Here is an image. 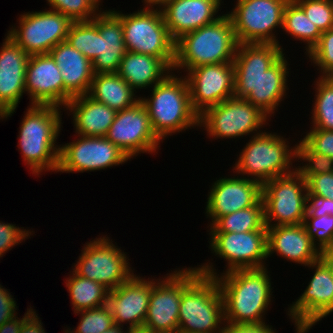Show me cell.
Returning a JSON list of instances; mask_svg holds the SVG:
<instances>
[{
  "mask_svg": "<svg viewBox=\"0 0 333 333\" xmlns=\"http://www.w3.org/2000/svg\"><path fill=\"white\" fill-rule=\"evenodd\" d=\"M153 333H179L178 331H156Z\"/></svg>",
  "mask_w": 333,
  "mask_h": 333,
  "instance_id": "obj_53",
  "label": "cell"
},
{
  "mask_svg": "<svg viewBox=\"0 0 333 333\" xmlns=\"http://www.w3.org/2000/svg\"><path fill=\"white\" fill-rule=\"evenodd\" d=\"M64 82V107L73 98L88 94L94 77L92 62L66 41L49 51Z\"/></svg>",
  "mask_w": 333,
  "mask_h": 333,
  "instance_id": "obj_26",
  "label": "cell"
},
{
  "mask_svg": "<svg viewBox=\"0 0 333 333\" xmlns=\"http://www.w3.org/2000/svg\"><path fill=\"white\" fill-rule=\"evenodd\" d=\"M210 248L217 257L227 261L225 273L263 268L267 259V230L249 232H210ZM264 260V261H263Z\"/></svg>",
  "mask_w": 333,
  "mask_h": 333,
  "instance_id": "obj_18",
  "label": "cell"
},
{
  "mask_svg": "<svg viewBox=\"0 0 333 333\" xmlns=\"http://www.w3.org/2000/svg\"><path fill=\"white\" fill-rule=\"evenodd\" d=\"M34 310L23 322L22 328L19 333H46L43 328V323Z\"/></svg>",
  "mask_w": 333,
  "mask_h": 333,
  "instance_id": "obj_48",
  "label": "cell"
},
{
  "mask_svg": "<svg viewBox=\"0 0 333 333\" xmlns=\"http://www.w3.org/2000/svg\"><path fill=\"white\" fill-rule=\"evenodd\" d=\"M273 253L305 267L323 256L303 224L267 226V258Z\"/></svg>",
  "mask_w": 333,
  "mask_h": 333,
  "instance_id": "obj_25",
  "label": "cell"
},
{
  "mask_svg": "<svg viewBox=\"0 0 333 333\" xmlns=\"http://www.w3.org/2000/svg\"><path fill=\"white\" fill-rule=\"evenodd\" d=\"M226 324V325H225ZM260 323H224L221 333H275L272 326Z\"/></svg>",
  "mask_w": 333,
  "mask_h": 333,
  "instance_id": "obj_46",
  "label": "cell"
},
{
  "mask_svg": "<svg viewBox=\"0 0 333 333\" xmlns=\"http://www.w3.org/2000/svg\"><path fill=\"white\" fill-rule=\"evenodd\" d=\"M315 83L311 128L333 131V76H320Z\"/></svg>",
  "mask_w": 333,
  "mask_h": 333,
  "instance_id": "obj_35",
  "label": "cell"
},
{
  "mask_svg": "<svg viewBox=\"0 0 333 333\" xmlns=\"http://www.w3.org/2000/svg\"><path fill=\"white\" fill-rule=\"evenodd\" d=\"M73 115L75 133L80 136L105 137L116 111L88 94L73 97L64 107Z\"/></svg>",
  "mask_w": 333,
  "mask_h": 333,
  "instance_id": "obj_28",
  "label": "cell"
},
{
  "mask_svg": "<svg viewBox=\"0 0 333 333\" xmlns=\"http://www.w3.org/2000/svg\"><path fill=\"white\" fill-rule=\"evenodd\" d=\"M296 161L305 163L303 166L295 167V171L305 180L309 176L330 173L333 171V159L313 151L302 139L295 145ZM298 159V160H297Z\"/></svg>",
  "mask_w": 333,
  "mask_h": 333,
  "instance_id": "obj_36",
  "label": "cell"
},
{
  "mask_svg": "<svg viewBox=\"0 0 333 333\" xmlns=\"http://www.w3.org/2000/svg\"><path fill=\"white\" fill-rule=\"evenodd\" d=\"M288 142L275 132L264 131L252 135L240 152L233 171L243 177L247 174V178L250 176V179L262 185L273 178L293 173L292 161L296 159V148L295 145L289 147Z\"/></svg>",
  "mask_w": 333,
  "mask_h": 333,
  "instance_id": "obj_6",
  "label": "cell"
},
{
  "mask_svg": "<svg viewBox=\"0 0 333 333\" xmlns=\"http://www.w3.org/2000/svg\"><path fill=\"white\" fill-rule=\"evenodd\" d=\"M72 275V276H71ZM66 279L74 313L107 305L109 290L102 284L76 275L73 271Z\"/></svg>",
  "mask_w": 333,
  "mask_h": 333,
  "instance_id": "obj_31",
  "label": "cell"
},
{
  "mask_svg": "<svg viewBox=\"0 0 333 333\" xmlns=\"http://www.w3.org/2000/svg\"><path fill=\"white\" fill-rule=\"evenodd\" d=\"M103 333H127V331L123 330V326L115 324L111 328H109L107 331H104Z\"/></svg>",
  "mask_w": 333,
  "mask_h": 333,
  "instance_id": "obj_51",
  "label": "cell"
},
{
  "mask_svg": "<svg viewBox=\"0 0 333 333\" xmlns=\"http://www.w3.org/2000/svg\"><path fill=\"white\" fill-rule=\"evenodd\" d=\"M107 236L86 243L73 272L102 284L109 291L128 281L133 275L128 257Z\"/></svg>",
  "mask_w": 333,
  "mask_h": 333,
  "instance_id": "obj_11",
  "label": "cell"
},
{
  "mask_svg": "<svg viewBox=\"0 0 333 333\" xmlns=\"http://www.w3.org/2000/svg\"><path fill=\"white\" fill-rule=\"evenodd\" d=\"M168 275V276H167ZM151 286L150 301L143 327L156 331H178L182 292L200 275L198 269L172 271ZM160 281V282H159Z\"/></svg>",
  "mask_w": 333,
  "mask_h": 333,
  "instance_id": "obj_15",
  "label": "cell"
},
{
  "mask_svg": "<svg viewBox=\"0 0 333 333\" xmlns=\"http://www.w3.org/2000/svg\"><path fill=\"white\" fill-rule=\"evenodd\" d=\"M284 55L278 44L238 43L233 61L234 96L248 100L269 118L289 89Z\"/></svg>",
  "mask_w": 333,
  "mask_h": 333,
  "instance_id": "obj_1",
  "label": "cell"
},
{
  "mask_svg": "<svg viewBox=\"0 0 333 333\" xmlns=\"http://www.w3.org/2000/svg\"><path fill=\"white\" fill-rule=\"evenodd\" d=\"M171 72L172 69L161 58L126 51L117 74L136 91L155 86Z\"/></svg>",
  "mask_w": 333,
  "mask_h": 333,
  "instance_id": "obj_29",
  "label": "cell"
},
{
  "mask_svg": "<svg viewBox=\"0 0 333 333\" xmlns=\"http://www.w3.org/2000/svg\"><path fill=\"white\" fill-rule=\"evenodd\" d=\"M303 225L312 243L323 255L333 253V216L314 217L306 213Z\"/></svg>",
  "mask_w": 333,
  "mask_h": 333,
  "instance_id": "obj_37",
  "label": "cell"
},
{
  "mask_svg": "<svg viewBox=\"0 0 333 333\" xmlns=\"http://www.w3.org/2000/svg\"><path fill=\"white\" fill-rule=\"evenodd\" d=\"M321 32L333 28V0H294Z\"/></svg>",
  "mask_w": 333,
  "mask_h": 333,
  "instance_id": "obj_40",
  "label": "cell"
},
{
  "mask_svg": "<svg viewBox=\"0 0 333 333\" xmlns=\"http://www.w3.org/2000/svg\"><path fill=\"white\" fill-rule=\"evenodd\" d=\"M307 192L333 200V171L309 176L306 179Z\"/></svg>",
  "mask_w": 333,
  "mask_h": 333,
  "instance_id": "obj_44",
  "label": "cell"
},
{
  "mask_svg": "<svg viewBox=\"0 0 333 333\" xmlns=\"http://www.w3.org/2000/svg\"><path fill=\"white\" fill-rule=\"evenodd\" d=\"M35 309H33L31 306L30 308L27 309V313L24 314V316L21 318H18L17 316H15L14 318H12L11 320H8L6 322H4L1 326H0V333H19L24 320L34 311Z\"/></svg>",
  "mask_w": 333,
  "mask_h": 333,
  "instance_id": "obj_49",
  "label": "cell"
},
{
  "mask_svg": "<svg viewBox=\"0 0 333 333\" xmlns=\"http://www.w3.org/2000/svg\"><path fill=\"white\" fill-rule=\"evenodd\" d=\"M144 1V5L146 7H161L165 2L169 1V0H143Z\"/></svg>",
  "mask_w": 333,
  "mask_h": 333,
  "instance_id": "obj_50",
  "label": "cell"
},
{
  "mask_svg": "<svg viewBox=\"0 0 333 333\" xmlns=\"http://www.w3.org/2000/svg\"><path fill=\"white\" fill-rule=\"evenodd\" d=\"M306 213H310L314 217L333 216V200L307 192Z\"/></svg>",
  "mask_w": 333,
  "mask_h": 333,
  "instance_id": "obj_45",
  "label": "cell"
},
{
  "mask_svg": "<svg viewBox=\"0 0 333 333\" xmlns=\"http://www.w3.org/2000/svg\"><path fill=\"white\" fill-rule=\"evenodd\" d=\"M17 308L14 297L0 284V326L17 315Z\"/></svg>",
  "mask_w": 333,
  "mask_h": 333,
  "instance_id": "obj_47",
  "label": "cell"
},
{
  "mask_svg": "<svg viewBox=\"0 0 333 333\" xmlns=\"http://www.w3.org/2000/svg\"><path fill=\"white\" fill-rule=\"evenodd\" d=\"M238 42L232 20L223 14L215 22L184 34L175 41L172 71H189L194 67L233 63Z\"/></svg>",
  "mask_w": 333,
  "mask_h": 333,
  "instance_id": "obj_4",
  "label": "cell"
},
{
  "mask_svg": "<svg viewBox=\"0 0 333 333\" xmlns=\"http://www.w3.org/2000/svg\"><path fill=\"white\" fill-rule=\"evenodd\" d=\"M224 304L215 277L200 274L183 292L179 305V333H221Z\"/></svg>",
  "mask_w": 333,
  "mask_h": 333,
  "instance_id": "obj_7",
  "label": "cell"
},
{
  "mask_svg": "<svg viewBox=\"0 0 333 333\" xmlns=\"http://www.w3.org/2000/svg\"><path fill=\"white\" fill-rule=\"evenodd\" d=\"M129 159L141 153H154L162 142L154 133L148 111L141 101L130 108L117 111L105 135Z\"/></svg>",
  "mask_w": 333,
  "mask_h": 333,
  "instance_id": "obj_17",
  "label": "cell"
},
{
  "mask_svg": "<svg viewBox=\"0 0 333 333\" xmlns=\"http://www.w3.org/2000/svg\"><path fill=\"white\" fill-rule=\"evenodd\" d=\"M0 49V120L14 114L25 89L29 55L8 35Z\"/></svg>",
  "mask_w": 333,
  "mask_h": 333,
  "instance_id": "obj_22",
  "label": "cell"
},
{
  "mask_svg": "<svg viewBox=\"0 0 333 333\" xmlns=\"http://www.w3.org/2000/svg\"><path fill=\"white\" fill-rule=\"evenodd\" d=\"M51 10L66 15L72 22L91 21L100 11L98 0H46ZM99 11V12H98Z\"/></svg>",
  "mask_w": 333,
  "mask_h": 333,
  "instance_id": "obj_39",
  "label": "cell"
},
{
  "mask_svg": "<svg viewBox=\"0 0 333 333\" xmlns=\"http://www.w3.org/2000/svg\"><path fill=\"white\" fill-rule=\"evenodd\" d=\"M289 0H237L227 13L238 43L279 44L272 32L283 27L284 8Z\"/></svg>",
  "mask_w": 333,
  "mask_h": 333,
  "instance_id": "obj_10",
  "label": "cell"
},
{
  "mask_svg": "<svg viewBox=\"0 0 333 333\" xmlns=\"http://www.w3.org/2000/svg\"><path fill=\"white\" fill-rule=\"evenodd\" d=\"M210 232H249L267 230L265 225L264 202L219 217L211 226Z\"/></svg>",
  "mask_w": 333,
  "mask_h": 333,
  "instance_id": "obj_32",
  "label": "cell"
},
{
  "mask_svg": "<svg viewBox=\"0 0 333 333\" xmlns=\"http://www.w3.org/2000/svg\"><path fill=\"white\" fill-rule=\"evenodd\" d=\"M99 56L92 62L94 74L117 73L126 53L121 18L113 10L99 13Z\"/></svg>",
  "mask_w": 333,
  "mask_h": 333,
  "instance_id": "obj_27",
  "label": "cell"
},
{
  "mask_svg": "<svg viewBox=\"0 0 333 333\" xmlns=\"http://www.w3.org/2000/svg\"><path fill=\"white\" fill-rule=\"evenodd\" d=\"M307 56L313 65L318 66L321 76H333V28L322 32L318 43Z\"/></svg>",
  "mask_w": 333,
  "mask_h": 333,
  "instance_id": "obj_41",
  "label": "cell"
},
{
  "mask_svg": "<svg viewBox=\"0 0 333 333\" xmlns=\"http://www.w3.org/2000/svg\"><path fill=\"white\" fill-rule=\"evenodd\" d=\"M134 92L137 93L117 73H97L94 74L88 95L117 112L140 101Z\"/></svg>",
  "mask_w": 333,
  "mask_h": 333,
  "instance_id": "obj_30",
  "label": "cell"
},
{
  "mask_svg": "<svg viewBox=\"0 0 333 333\" xmlns=\"http://www.w3.org/2000/svg\"><path fill=\"white\" fill-rule=\"evenodd\" d=\"M307 267L315 269L312 279L298 299L288 307L296 333H307L333 312V253L323 255Z\"/></svg>",
  "mask_w": 333,
  "mask_h": 333,
  "instance_id": "obj_9",
  "label": "cell"
},
{
  "mask_svg": "<svg viewBox=\"0 0 333 333\" xmlns=\"http://www.w3.org/2000/svg\"><path fill=\"white\" fill-rule=\"evenodd\" d=\"M302 139L313 151L333 159V131L310 128Z\"/></svg>",
  "mask_w": 333,
  "mask_h": 333,
  "instance_id": "obj_42",
  "label": "cell"
},
{
  "mask_svg": "<svg viewBox=\"0 0 333 333\" xmlns=\"http://www.w3.org/2000/svg\"><path fill=\"white\" fill-rule=\"evenodd\" d=\"M213 263L198 266L200 274L215 277L224 304V319L228 323H260L271 304L272 288L268 269H240L221 276ZM218 274V275H217Z\"/></svg>",
  "mask_w": 333,
  "mask_h": 333,
  "instance_id": "obj_2",
  "label": "cell"
},
{
  "mask_svg": "<svg viewBox=\"0 0 333 333\" xmlns=\"http://www.w3.org/2000/svg\"><path fill=\"white\" fill-rule=\"evenodd\" d=\"M127 333H153V331L145 327H139V328H128Z\"/></svg>",
  "mask_w": 333,
  "mask_h": 333,
  "instance_id": "obj_52",
  "label": "cell"
},
{
  "mask_svg": "<svg viewBox=\"0 0 333 333\" xmlns=\"http://www.w3.org/2000/svg\"><path fill=\"white\" fill-rule=\"evenodd\" d=\"M21 229L14 224L0 221V258L17 244L32 235V232L26 229Z\"/></svg>",
  "mask_w": 333,
  "mask_h": 333,
  "instance_id": "obj_43",
  "label": "cell"
},
{
  "mask_svg": "<svg viewBox=\"0 0 333 333\" xmlns=\"http://www.w3.org/2000/svg\"><path fill=\"white\" fill-rule=\"evenodd\" d=\"M185 78L190 91L191 106L198 115L234 96L233 63L194 67L187 71Z\"/></svg>",
  "mask_w": 333,
  "mask_h": 333,
  "instance_id": "obj_19",
  "label": "cell"
},
{
  "mask_svg": "<svg viewBox=\"0 0 333 333\" xmlns=\"http://www.w3.org/2000/svg\"><path fill=\"white\" fill-rule=\"evenodd\" d=\"M75 141L60 145L57 172L102 170L127 162L129 157L105 137L76 135Z\"/></svg>",
  "mask_w": 333,
  "mask_h": 333,
  "instance_id": "obj_16",
  "label": "cell"
},
{
  "mask_svg": "<svg viewBox=\"0 0 333 333\" xmlns=\"http://www.w3.org/2000/svg\"><path fill=\"white\" fill-rule=\"evenodd\" d=\"M25 89L31 105L64 108V82L60 69L48 54L30 55L25 71Z\"/></svg>",
  "mask_w": 333,
  "mask_h": 333,
  "instance_id": "obj_23",
  "label": "cell"
},
{
  "mask_svg": "<svg viewBox=\"0 0 333 333\" xmlns=\"http://www.w3.org/2000/svg\"><path fill=\"white\" fill-rule=\"evenodd\" d=\"M61 109L55 105H30L20 125L18 148L32 174L58 171L61 132Z\"/></svg>",
  "mask_w": 333,
  "mask_h": 333,
  "instance_id": "obj_3",
  "label": "cell"
},
{
  "mask_svg": "<svg viewBox=\"0 0 333 333\" xmlns=\"http://www.w3.org/2000/svg\"><path fill=\"white\" fill-rule=\"evenodd\" d=\"M268 120L269 117L248 100L233 96L199 115V127H204L209 137L235 139L250 133L260 134L263 131L259 129L264 128Z\"/></svg>",
  "mask_w": 333,
  "mask_h": 333,
  "instance_id": "obj_12",
  "label": "cell"
},
{
  "mask_svg": "<svg viewBox=\"0 0 333 333\" xmlns=\"http://www.w3.org/2000/svg\"><path fill=\"white\" fill-rule=\"evenodd\" d=\"M99 14L91 21L72 22L66 42L93 62L99 56Z\"/></svg>",
  "mask_w": 333,
  "mask_h": 333,
  "instance_id": "obj_34",
  "label": "cell"
},
{
  "mask_svg": "<svg viewBox=\"0 0 333 333\" xmlns=\"http://www.w3.org/2000/svg\"><path fill=\"white\" fill-rule=\"evenodd\" d=\"M114 12L122 20L126 51L161 58L172 69L175 41L165 25L160 7L146 6L132 14Z\"/></svg>",
  "mask_w": 333,
  "mask_h": 333,
  "instance_id": "obj_8",
  "label": "cell"
},
{
  "mask_svg": "<svg viewBox=\"0 0 333 333\" xmlns=\"http://www.w3.org/2000/svg\"><path fill=\"white\" fill-rule=\"evenodd\" d=\"M211 186L206 205L211 226L219 217L256 205L262 199V184L246 177H224Z\"/></svg>",
  "mask_w": 333,
  "mask_h": 333,
  "instance_id": "obj_20",
  "label": "cell"
},
{
  "mask_svg": "<svg viewBox=\"0 0 333 333\" xmlns=\"http://www.w3.org/2000/svg\"><path fill=\"white\" fill-rule=\"evenodd\" d=\"M282 29L295 40L306 43V54L318 43L322 35L319 28L308 19L304 10L294 0H289L284 8Z\"/></svg>",
  "mask_w": 333,
  "mask_h": 333,
  "instance_id": "obj_33",
  "label": "cell"
},
{
  "mask_svg": "<svg viewBox=\"0 0 333 333\" xmlns=\"http://www.w3.org/2000/svg\"><path fill=\"white\" fill-rule=\"evenodd\" d=\"M306 196V180L296 171L265 182L262 185L265 225L303 224L306 215Z\"/></svg>",
  "mask_w": 333,
  "mask_h": 333,
  "instance_id": "obj_13",
  "label": "cell"
},
{
  "mask_svg": "<svg viewBox=\"0 0 333 333\" xmlns=\"http://www.w3.org/2000/svg\"><path fill=\"white\" fill-rule=\"evenodd\" d=\"M156 281V279L147 281L133 275L128 281L109 291L107 306L116 325L124 326V323H129L128 328L143 327L150 301L151 286Z\"/></svg>",
  "mask_w": 333,
  "mask_h": 333,
  "instance_id": "obj_21",
  "label": "cell"
},
{
  "mask_svg": "<svg viewBox=\"0 0 333 333\" xmlns=\"http://www.w3.org/2000/svg\"><path fill=\"white\" fill-rule=\"evenodd\" d=\"M81 314L78 326L71 331L66 329L65 333H103L115 325L110 309L107 305L102 307L80 310L75 315Z\"/></svg>",
  "mask_w": 333,
  "mask_h": 333,
  "instance_id": "obj_38",
  "label": "cell"
},
{
  "mask_svg": "<svg viewBox=\"0 0 333 333\" xmlns=\"http://www.w3.org/2000/svg\"><path fill=\"white\" fill-rule=\"evenodd\" d=\"M19 25L8 30L7 35L29 56L48 54L61 42H65L72 21L60 12L42 10L23 13Z\"/></svg>",
  "mask_w": 333,
  "mask_h": 333,
  "instance_id": "obj_14",
  "label": "cell"
},
{
  "mask_svg": "<svg viewBox=\"0 0 333 333\" xmlns=\"http://www.w3.org/2000/svg\"><path fill=\"white\" fill-rule=\"evenodd\" d=\"M222 0H169L160 8L171 38L176 41L184 34L215 22ZM217 15V17H216ZM215 16V17H214Z\"/></svg>",
  "mask_w": 333,
  "mask_h": 333,
  "instance_id": "obj_24",
  "label": "cell"
},
{
  "mask_svg": "<svg viewBox=\"0 0 333 333\" xmlns=\"http://www.w3.org/2000/svg\"><path fill=\"white\" fill-rule=\"evenodd\" d=\"M172 73L153 86L150 98L140 97L148 111L151 127L161 141L177 132L199 126V115L191 106L185 76L179 78Z\"/></svg>",
  "mask_w": 333,
  "mask_h": 333,
  "instance_id": "obj_5",
  "label": "cell"
}]
</instances>
